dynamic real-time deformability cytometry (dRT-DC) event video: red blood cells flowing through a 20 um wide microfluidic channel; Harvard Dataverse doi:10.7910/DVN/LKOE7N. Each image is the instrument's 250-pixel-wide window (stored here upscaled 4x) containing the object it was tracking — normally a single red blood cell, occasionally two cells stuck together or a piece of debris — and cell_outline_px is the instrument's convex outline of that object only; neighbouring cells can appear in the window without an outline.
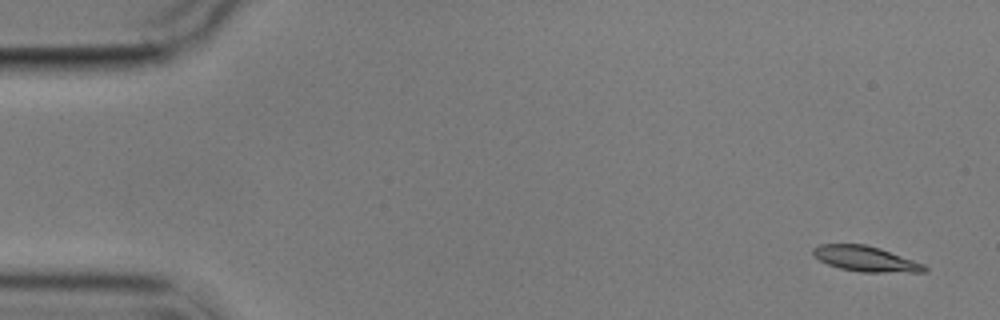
{"species": "common noctule bat (a hibernating species)", "species_latin": "Nyctalus noctula", "temperature_condition": "cold", "stored_images_in_passage": 3, "camera_frame_rate_fps": 3000, "um_per_image_px": 0.085, "animal": {"sex": "male", "body_mass_g": 17.9}, "frame": {"image": 1, "passage_image": 1, "time_ms": 0.0, "image_size_px": [1000, 320], "cell_outline_px": [[928, 272], [860, 272], [840, 268], [828, 264], [820, 260], [812, 252], [812, 248], [820, 244], [864, 244], [880, 248], [924, 264], [928, 268]], "centroid_in_image_um": [73.6, 22.0], "position_along_channel_um": 11.4, "area_um2": 16.36}}